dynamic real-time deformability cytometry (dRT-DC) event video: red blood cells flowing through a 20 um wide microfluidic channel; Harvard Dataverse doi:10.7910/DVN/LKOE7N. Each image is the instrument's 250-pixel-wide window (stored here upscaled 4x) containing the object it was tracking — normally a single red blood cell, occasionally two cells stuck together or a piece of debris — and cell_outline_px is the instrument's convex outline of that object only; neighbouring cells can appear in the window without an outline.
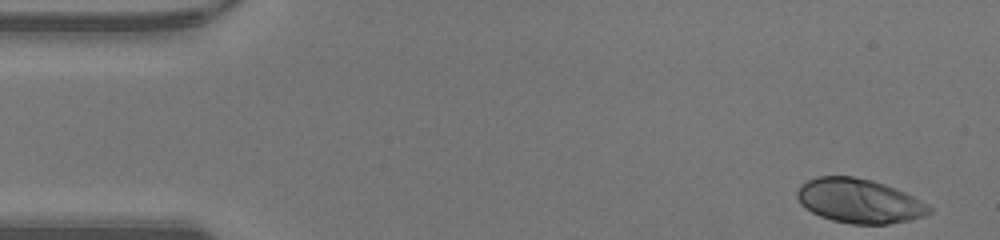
{"species": "human", "species_latin": "Homo sapiens", "temperature_condition": "warm", "stored_images_in_passage": 38, "camera_frame_rate_fps": 3000, "um_per_image_px": 0.085, "donor": {"sex": "male"}, "frame": {"image": 1, "passage_image": 1, "time_ms": 0.0, "image_size_px": [1000, 240], "cell_outline_px": [[932, 212], [924, 216], [908, 220], [888, 224], [852, 224], [832, 220], [820, 216], [804, 208], [800, 204], [796, 196], [796, 192], [800, 184], [816, 176], [852, 176], [872, 180], [896, 188], [928, 204], [932, 208]], "centroid_in_image_um": [73.0, 17.07], "position_along_channel_um": 12.0, "area_um2": 34.22}}
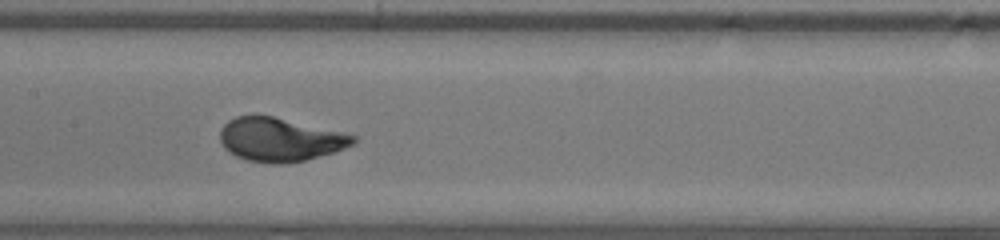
{"frame": {"image": 2, "passage_image": 21, "time_ms": 6.667, "image_size_px": [1000, 240], "cell_outline_px": [[356, 144], [332, 152], [304, 160], [280, 164], [272, 164], [248, 160], [236, 156], [224, 148], [220, 140], [220, 128], [228, 120], [236, 116], [272, 116], [344, 132], [356, 136]], "centroid_in_image_um": [23.79, 11.86], "position_along_channel_um": 183.6, "area_um2": 33.64}}
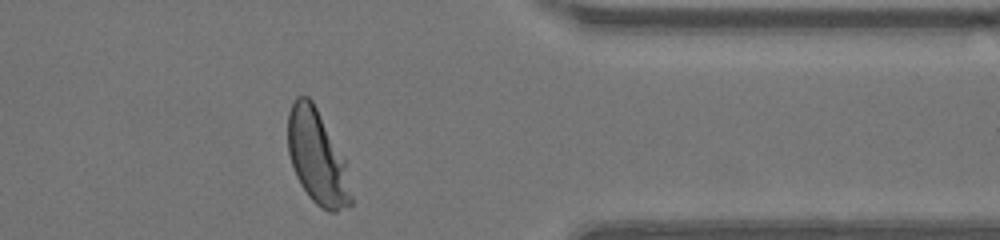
{"frame": {"image": 3, "passage_image": 36, "time_ms": 11.667, "image_size_px": [1000, 240], "cell_outline_px": [[352, 204], [336, 212], [328, 212], [320, 208], [308, 196], [300, 184], [296, 176], [288, 152], [288, 112], [296, 96], [308, 96], [312, 100], [344, 160], [352, 196]], "centroid_in_image_um": [26.93, 13.4], "position_along_channel_um": 384.5, "area_um2": 34.1}, "authors_computed_cell_mechanics": {"area_um2": 33.4662, "velocity_mm_per_s": 4.3689, "shape_relaxation_time_tau1_ms": 2.02, "shape_relaxation_time_tau2_ms": null, "deformation_change_tau1": 0.1764, "deformation_change_tau2": null}}